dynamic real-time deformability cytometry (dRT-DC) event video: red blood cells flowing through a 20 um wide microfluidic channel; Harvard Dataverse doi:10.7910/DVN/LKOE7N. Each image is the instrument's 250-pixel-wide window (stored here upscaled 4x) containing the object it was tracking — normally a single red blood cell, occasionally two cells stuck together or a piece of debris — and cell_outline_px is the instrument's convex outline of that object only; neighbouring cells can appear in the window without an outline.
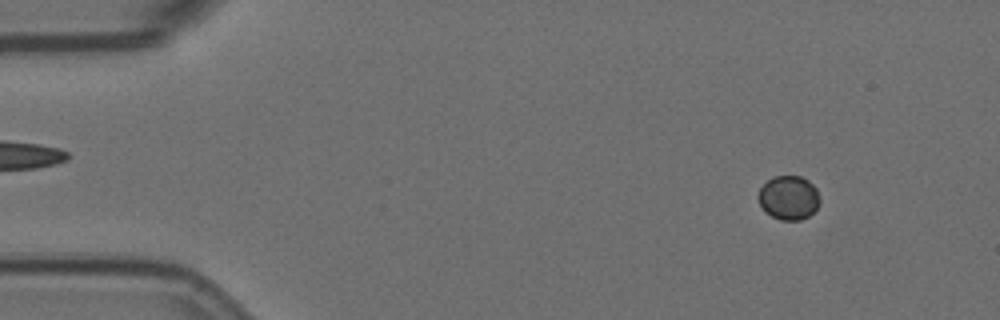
{"species": "Egyptian fruit bat (a non-hibernating species)", "species_latin": "Rousettus aegyptiacus", "temperature_condition": "room temperature", "stored_images_in_passage": 56, "camera_frame_rate_fps": 3000, "um_per_image_px": 0.085, "animal": {"sex": "female"}, "frame": {"image": 1, "passage_image": 6, "time_ms": 1.667, "image_size_px": [1000, 320], "cell_outline_px": [[820, 204], [808, 216], [800, 220], [780, 220], [764, 212], [756, 196], [760, 188], [772, 176], [800, 176], [808, 180], [816, 188], [820, 200]], "centroid_in_image_um": [67.02, 16.8], "position_along_channel_um": 18.0, "area_um2": 15.9}}
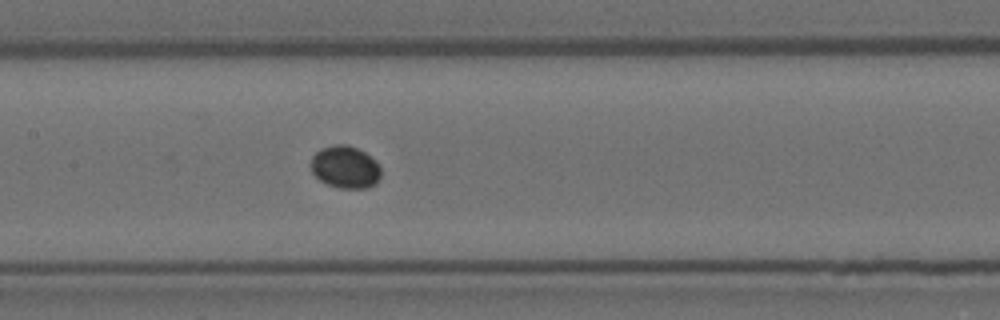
{"frame": {"image": 2, "passage_image": 27, "time_ms": 8.667, "image_size_px": [1000, 320], "cell_outline_px": [[380, 176], [376, 184], [368, 188], [340, 188], [328, 184], [320, 180], [312, 172], [308, 164], [312, 156], [320, 148], [336, 144], [348, 144], [364, 152], [376, 160], [380, 164]], "centroid_in_image_um": [29.33, 14.19], "position_along_channel_um": 178.1, "area_um2": 17.57}}
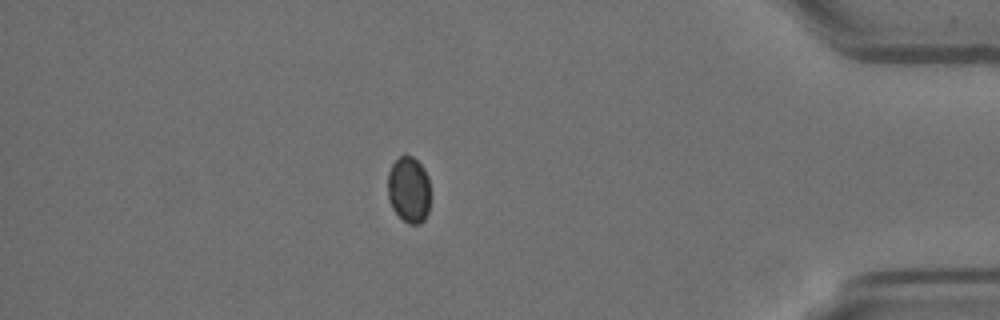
{"frame": {"image": 3, "passage_image": 49, "time_ms": 16.0, "image_size_px": [1000, 320], "cell_outline_px": [[428, 212], [424, 220], [420, 224], [408, 224], [392, 208], [388, 200], [388, 172], [392, 164], [404, 152], [412, 156], [424, 168], [428, 176]], "centroid_in_image_um": [34.73, 16.09], "position_along_channel_um": 400.5, "area_um2": 16.47}}